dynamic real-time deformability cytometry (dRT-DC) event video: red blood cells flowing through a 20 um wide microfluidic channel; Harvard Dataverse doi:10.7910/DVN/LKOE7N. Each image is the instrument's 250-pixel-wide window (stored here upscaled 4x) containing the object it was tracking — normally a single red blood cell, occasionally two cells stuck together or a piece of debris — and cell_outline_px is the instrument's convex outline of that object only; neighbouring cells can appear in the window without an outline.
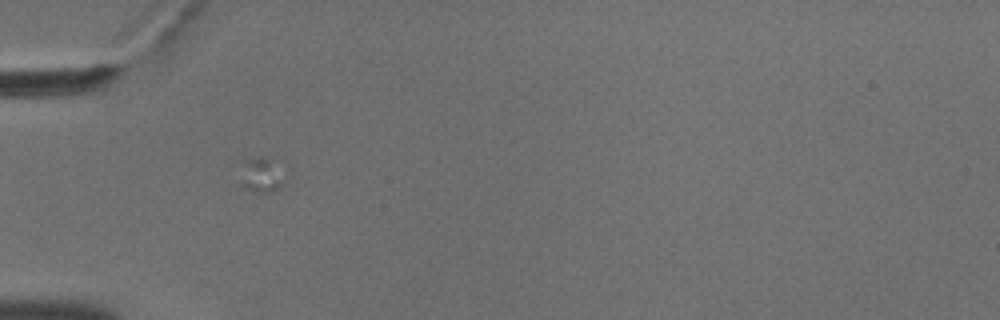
{"species": "common noctule bat (a hibernating species)", "species_latin": "Nyctalus noctula", "temperature_condition": "cold", "stored_images_in_passage": 29, "camera_frame_rate_fps": 3000, "um_per_image_px": 0.085, "animal": {"sex": "male", "body_mass_g": 18.8}, "frame": {"image": 1, "passage_image": 1, "time_ms": 0.0, "image_size_px": [1000, 320], "cell_outline_px": [[288, 176], [272, 192], [256, 192], [244, 188], [240, 160], [256, 156], [276, 152], [284, 156], [288, 160]], "centroid_in_image_um": [22.47, 14.62], "position_along_channel_um": 62.5, "area_um2": 10.98}}